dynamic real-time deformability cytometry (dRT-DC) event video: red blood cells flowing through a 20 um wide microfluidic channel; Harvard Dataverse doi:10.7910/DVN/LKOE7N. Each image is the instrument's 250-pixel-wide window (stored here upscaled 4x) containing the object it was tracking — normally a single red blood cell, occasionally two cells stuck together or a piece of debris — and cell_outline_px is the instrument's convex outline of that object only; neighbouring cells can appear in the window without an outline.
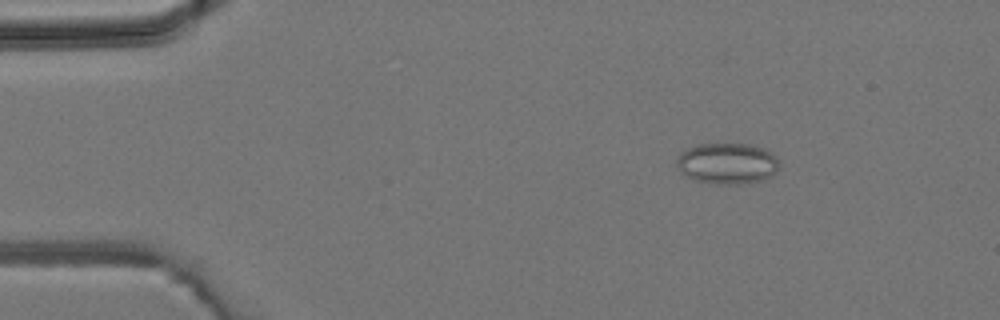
{"species": "common noctule bat (a hibernating species)", "species_latin": "Nyctalus noctula", "temperature_condition": "room temperature", "stored_images_in_passage": 5, "camera_frame_rate_fps": 3000, "um_per_image_px": 0.085, "animal": {"sex": "male", "body_mass_g": 19.2, "forearm_length_mm": 51.8}, "frame": {"image": 1, "passage_image": 5, "time_ms": 5.667, "image_size_px": [1000, 320], "cell_outline_px": [[780, 164], [776, 172], [772, 176], [760, 180], [740, 184], [716, 184], [696, 180], [680, 172], [676, 164], [676, 156], [680, 152], [688, 148], [700, 144], [748, 144], [764, 148], [772, 152], [776, 156]], "centroid_in_image_um": [61.82, 13.89], "position_along_channel_um": 23.2, "area_um2": 24.68}}